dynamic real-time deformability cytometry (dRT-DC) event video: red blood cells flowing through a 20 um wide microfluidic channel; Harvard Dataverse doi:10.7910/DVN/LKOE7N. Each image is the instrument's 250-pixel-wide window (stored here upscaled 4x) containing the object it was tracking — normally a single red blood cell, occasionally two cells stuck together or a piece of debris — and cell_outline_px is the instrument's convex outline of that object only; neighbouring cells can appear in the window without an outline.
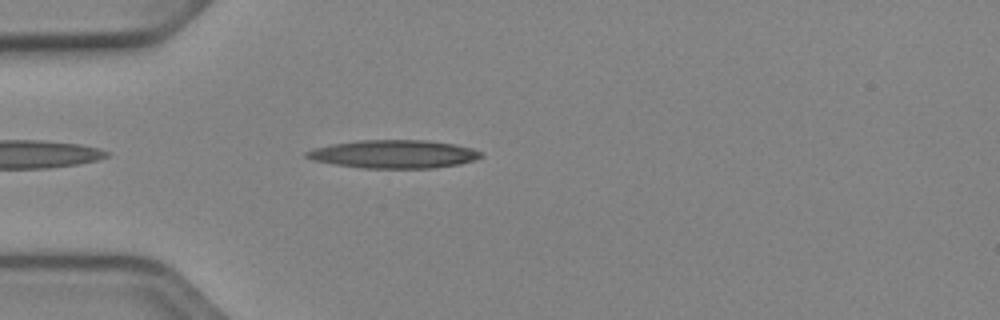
{"species": "Egyptian fruit bat (a non-hibernating species)", "species_latin": "Rousettus aegyptiacus", "temperature_condition": "cold", "stored_images_in_passage": 18, "camera_frame_rate_fps": 3000, "um_per_image_px": 0.085, "animal": {"sex": "female"}, "frame": {"image": 1, "passage_image": 4, "time_ms": 1.0, "image_size_px": [1000, 320], "cell_outline_px": [[484, 156], [460, 164], [436, 168], [360, 168], [312, 160], [304, 156], [304, 152], [312, 148], [332, 144], [360, 140], [428, 140], [452, 144], [472, 148], [480, 152]], "centroid_in_image_um": [33.44, 13.1], "position_along_channel_um": 51.6, "area_um2": 28.67}}
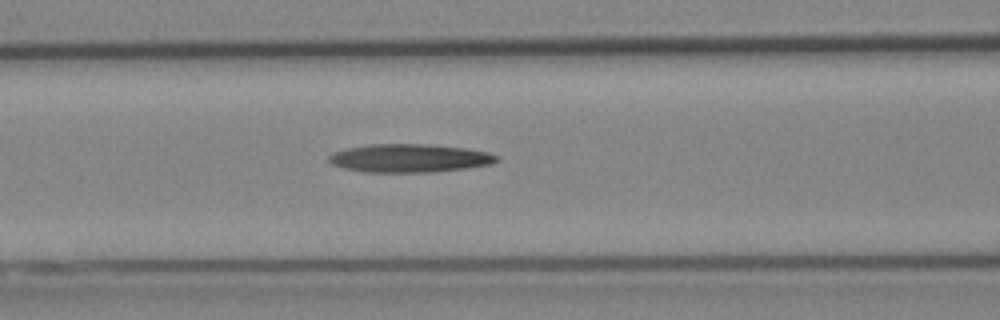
{"frame": {"image": 2, "passage_image": 11, "time_ms": 3.333, "image_size_px": [1000, 320], "cell_outline_px": [[500, 160], [492, 164], [464, 168], [432, 172], [364, 172], [344, 168], [332, 164], [328, 160], [328, 156], [332, 152], [348, 148], [368, 144], [428, 144], [464, 148], [488, 152], [496, 156]], "centroid_in_image_um": [34.78, 13.44], "position_along_channel_um": 131.8, "area_um2": 27.63}}
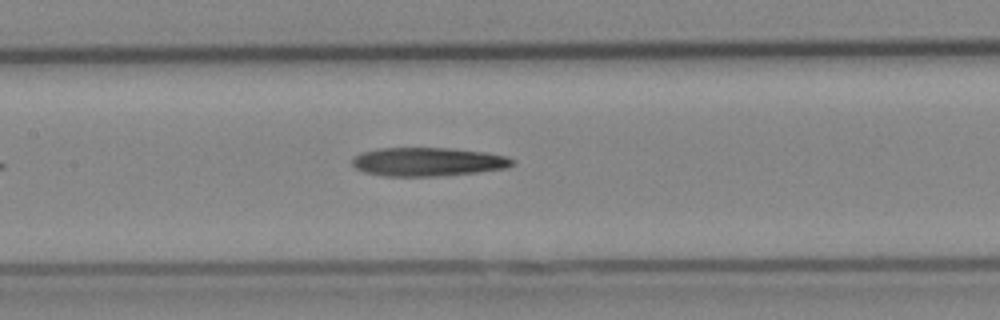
{"frame": {"image": 3, "passage_image": 14, "time_ms": 4.333, "image_size_px": [1000, 320], "cell_outline_px": [[516, 164], [508, 168], [476, 172], [436, 176], [384, 176], [364, 172], [356, 168], [352, 164], [352, 160], [360, 152], [380, 148], [448, 148], [484, 152], [508, 156], [516, 160]], "centroid_in_image_um": [36.41, 13.75], "position_along_channel_um": 171.0, "area_um2": 26.82}}